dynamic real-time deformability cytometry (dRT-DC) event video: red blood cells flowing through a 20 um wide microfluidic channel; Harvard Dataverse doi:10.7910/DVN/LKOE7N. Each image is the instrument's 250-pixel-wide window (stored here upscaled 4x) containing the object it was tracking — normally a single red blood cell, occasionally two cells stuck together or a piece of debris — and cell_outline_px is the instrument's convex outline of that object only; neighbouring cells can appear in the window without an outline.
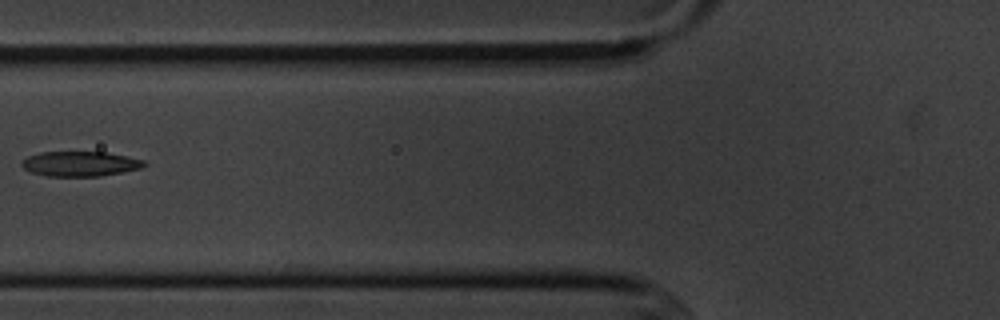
{"species": "common noctule bat (a hibernating species)", "species_latin": "Nyctalus noctula", "temperature_condition": "cold", "stored_images_in_passage": 9, "camera_frame_rate_fps": 3000, "um_per_image_px": 0.085, "animal": {"sex": "male", "body_mass_g": 20.1, "forearm_length_mm": 53.5}, "frame": {"image": 1, "passage_image": 6, "time_ms": 6.667, "image_size_px": [1000, 320], "cell_outline_px": [[148, 164], [140, 168], [100, 176], [48, 176], [32, 172], [24, 168], [20, 164], [28, 156], [40, 152], [104, 152], [144, 160]], "centroid_in_image_um": [6.8, 13.92], "position_along_channel_um": 119.0, "area_um2": 17.51}}
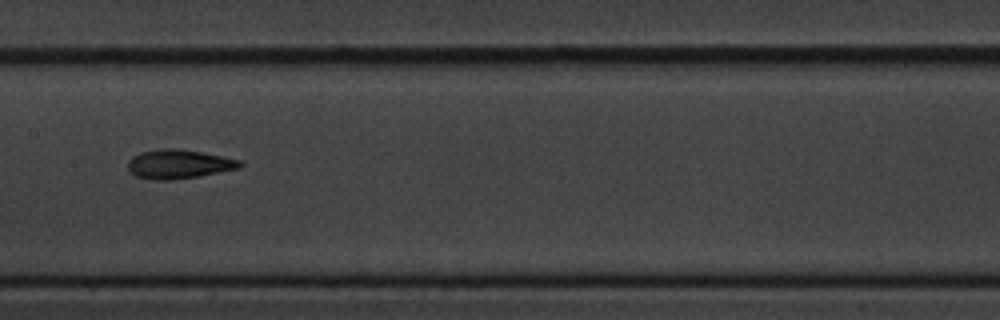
{"frame": {"image": 2, "passage_image": 8, "time_ms": 8.667, "image_size_px": [1000, 320], "cell_outline_px": [[244, 164], [240, 168], [200, 176], [168, 180], [156, 180], [136, 176], [128, 168], [128, 160], [132, 156], [140, 152], [160, 148], [180, 148], [240, 160]], "centroid_in_image_um": [15.19, 13.94], "position_along_channel_um": 192.2, "area_um2": 18.96}}
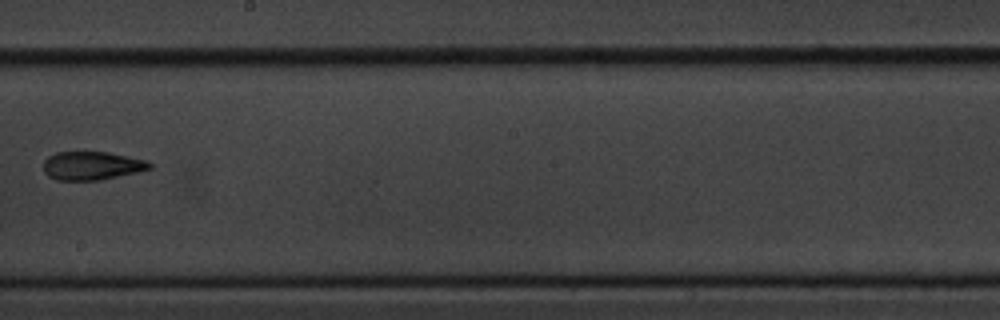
{"frame": {"image": 3, "passage_image": 9, "time_ms": 10.0, "image_size_px": [1000, 320], "cell_outline_px": [[152, 168], [136, 172], [100, 180], [56, 180], [48, 176], [44, 172], [44, 160], [48, 156], [56, 152], [108, 152], [128, 156], [144, 160], [152, 164]], "centroid_in_image_um": [7.77, 14.08], "position_along_channel_um": 240.4, "area_um2": 17.51}}